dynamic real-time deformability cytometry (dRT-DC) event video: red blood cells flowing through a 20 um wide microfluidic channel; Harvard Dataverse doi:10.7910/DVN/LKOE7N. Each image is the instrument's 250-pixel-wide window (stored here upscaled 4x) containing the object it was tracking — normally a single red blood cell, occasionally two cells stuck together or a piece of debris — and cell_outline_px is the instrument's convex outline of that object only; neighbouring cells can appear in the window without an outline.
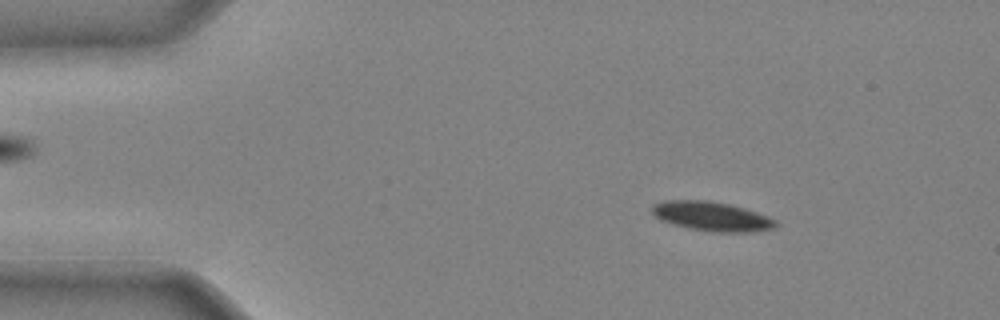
{"species": "common noctule bat (a hibernating species)", "species_latin": "Nyctalus noctula", "temperature_condition": "cold", "stored_images_in_passage": 42, "camera_frame_rate_fps": 3000, "um_per_image_px": 0.085, "animal": {"sex": "male", "body_mass_g": 20.4}, "frame": {"image": 1, "passage_image": 6, "time_ms": 1.667, "image_size_px": [1000, 320], "cell_outline_px": [[780, 224], [776, 228], [748, 232], [716, 232], [688, 228], [672, 224], [660, 220], [652, 212], [652, 204], [664, 200], [708, 200], [728, 204], [744, 208], [768, 216], [776, 220]], "centroid_in_image_um": [60.51, 18.39], "position_along_channel_um": 24.5, "area_um2": 21.21}}
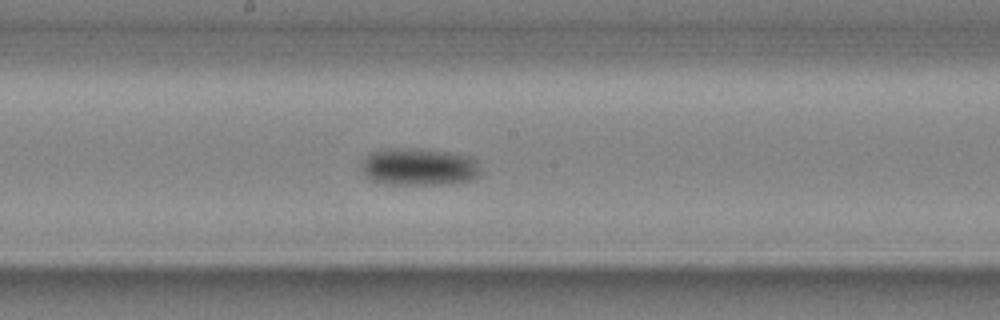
{"frame": {"image": 2, "passage_image": 23, "time_ms": 7.333, "image_size_px": [1000, 320], "cell_outline_px": [[480, 172], [472, 180], [456, 184], [388, 184], [372, 180], [364, 176], [360, 168], [360, 164], [364, 156], [372, 152], [384, 148], [420, 148], [456, 152], [472, 156], [476, 160]], "centroid_in_image_um": [35.6, 14.16], "position_along_channel_um": 212.6, "area_um2": 26.7}}
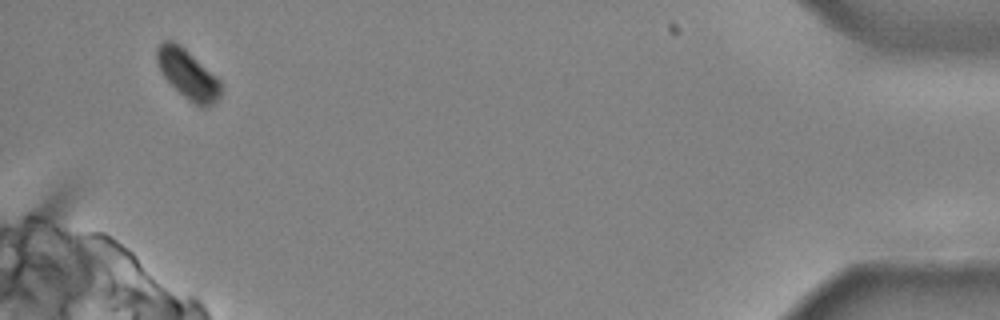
{"frame": {"image": 3, "passage_image": 41, "time_ms": 13.333, "image_size_px": [1000, 320], "cell_outline_px": [[220, 96], [208, 108], [200, 108], [188, 100], [164, 76], [156, 60], [156, 48], [164, 40], [172, 40], [180, 44], [216, 76], [220, 80]], "centroid_in_image_um": [15.97, 6.31], "position_along_channel_um": 419.2, "area_um2": 18.15}}